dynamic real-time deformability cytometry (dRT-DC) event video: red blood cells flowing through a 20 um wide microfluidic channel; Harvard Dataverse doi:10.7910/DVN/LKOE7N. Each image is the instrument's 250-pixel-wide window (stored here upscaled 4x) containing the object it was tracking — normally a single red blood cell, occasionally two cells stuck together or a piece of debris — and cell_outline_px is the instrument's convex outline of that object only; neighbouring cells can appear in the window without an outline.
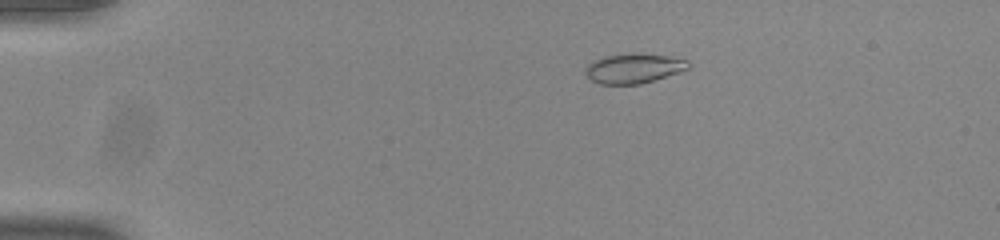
{"species": "common noctule bat (a hibernating species)", "species_latin": "Nyctalus noctula", "temperature_condition": "room temperature", "stored_images_in_passage": 44, "camera_frame_rate_fps": 3000, "um_per_image_px": 0.085, "animal": {"sex": "male", "body_mass_g": 20.0, "forearm_length_mm": 53.3}, "frame": {"image": 1, "passage_image": 1, "time_ms": 0.0, "image_size_px": [1000, 240], "cell_outline_px": [[692, 64], [688, 68], [680, 72], [640, 84], [600, 84], [592, 80], [584, 72], [584, 68], [592, 60], [604, 56], [668, 56], [688, 60]], "centroid_in_image_um": [53.85, 5.85], "position_along_channel_um": 31.2, "area_um2": 17.11}}
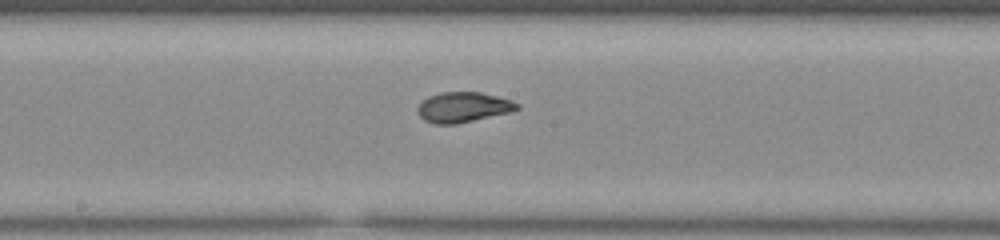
{"frame": {"image": 2, "passage_image": 20, "time_ms": 6.333, "image_size_px": [1000, 240], "cell_outline_px": [[520, 108], [508, 112], [456, 124], [436, 124], [424, 120], [416, 112], [416, 108], [428, 96], [440, 92], [480, 92], [512, 100], [520, 104]], "centroid_in_image_um": [39.34, 9.1], "position_along_channel_um": 208.9, "area_um2": 17.4}}
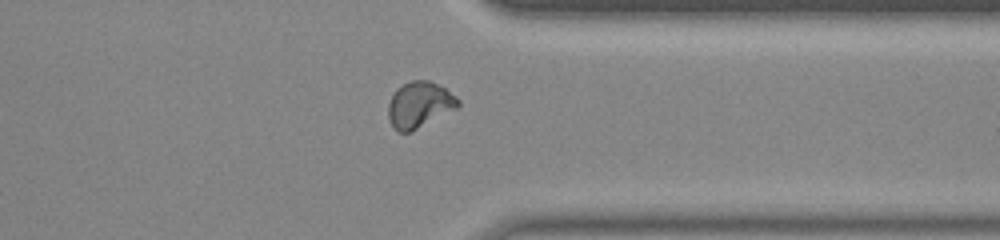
{"frame": {"image": 3, "passage_image": 33, "time_ms": 10.667, "image_size_px": [1000, 240], "cell_outline_px": [[460, 104], [456, 108], [412, 132], [400, 132], [392, 128], [388, 120], [388, 104], [396, 88], [412, 80], [428, 80], [444, 88], [456, 96], [460, 100]], "centroid_in_image_um": [35.62, 8.92], "position_along_channel_um": 375.8, "area_um2": 18.73}, "authors_computed_cell_mechanics": {"area_um2": 17.7735, "velocity_mm_per_s": 3.892, "shape_relaxation_time_tau1_ms": 4.0264, "shape_relaxation_time_tau2_ms": 1.0366, "deformation_change_tau1": 0.1726, "deformation_change_tau2": 0.0593}}